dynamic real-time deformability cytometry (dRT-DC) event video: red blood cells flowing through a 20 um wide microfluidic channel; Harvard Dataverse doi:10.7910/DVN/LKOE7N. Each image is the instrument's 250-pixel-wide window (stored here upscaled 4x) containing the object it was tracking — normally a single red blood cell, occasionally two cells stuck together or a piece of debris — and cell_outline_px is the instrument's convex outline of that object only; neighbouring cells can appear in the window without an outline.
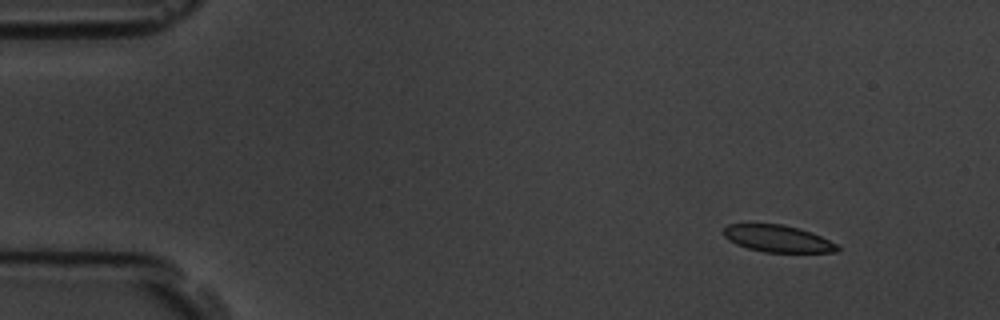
{"species": "common noctule bat (a hibernating species)", "species_latin": "Nyctalus noctula", "temperature_condition": "room temperature", "stored_images_in_passage": 3, "camera_frame_rate_fps": 3000, "um_per_image_px": 0.085, "animal": {"sex": "male", "body_mass_g": 19.5, "forearm_length_mm": 54.6}, "frame": {"image": 1, "passage_image": 1, "time_ms": 0.0, "image_size_px": [1000, 320], "cell_outline_px": [[840, 248], [836, 252], [764, 252], [748, 248], [736, 244], [728, 240], [724, 236], [724, 228], [728, 224], [784, 224], [800, 228], [812, 232], [836, 244]], "centroid_in_image_um": [66.1, 20.28], "position_along_channel_um": 18.9, "area_um2": 17.8}}
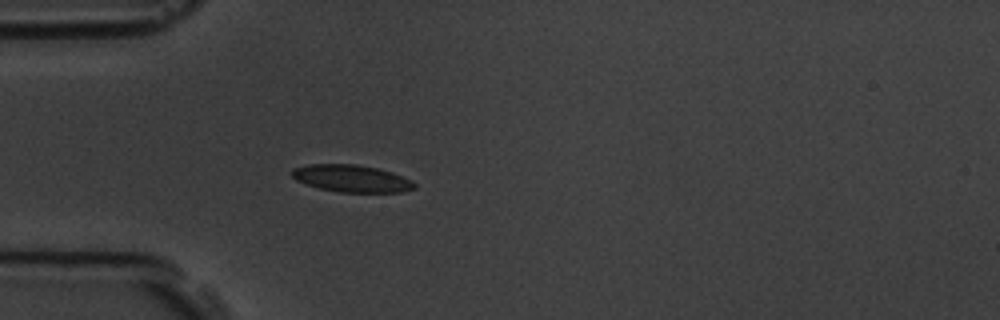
{"frame": {"image": 2, "passage_image": 3, "time_ms": 3.333, "image_size_px": [1000, 320], "cell_outline_px": [[416, 188], [400, 192], [340, 192], [320, 188], [296, 180], [288, 172], [292, 168], [308, 164], [356, 164], [376, 168], [392, 172], [412, 180], [416, 184]], "centroid_in_image_um": [29.87, 15.16], "position_along_channel_um": 55.1, "area_um2": 19.42}}